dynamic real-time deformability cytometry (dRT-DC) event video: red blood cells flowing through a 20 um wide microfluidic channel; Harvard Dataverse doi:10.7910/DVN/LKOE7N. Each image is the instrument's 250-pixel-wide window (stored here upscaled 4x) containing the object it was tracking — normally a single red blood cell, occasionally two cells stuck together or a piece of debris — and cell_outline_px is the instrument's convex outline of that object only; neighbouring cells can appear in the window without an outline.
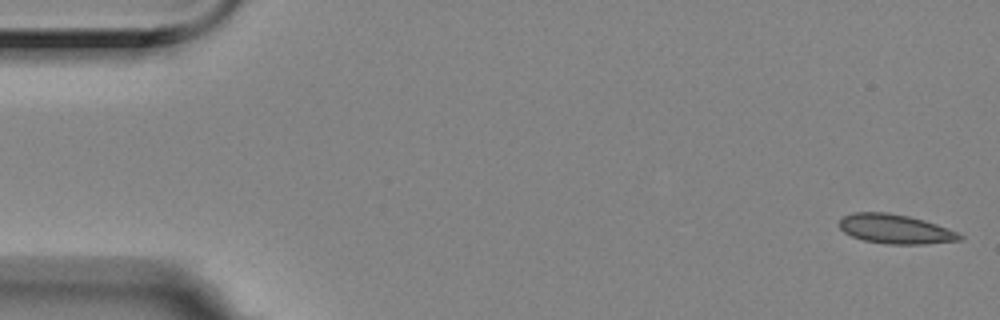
{"species": "Egyptian fruit bat (a non-hibernating species)", "species_latin": "Rousettus aegyptiacus", "temperature_condition": "room temperature", "stored_images_in_passage": 57, "segment_of_instrument_passage": [1, 2], "camera_frame_rate_fps": 3000, "um_per_image_px": 0.085, "animal": {"sex": "female"}, "frame": {"image": 1, "passage_image": 1, "time_ms": 0.0, "image_size_px": [1000, 320], "cell_outline_px": [[964, 240], [924, 244], [888, 244], [864, 240], [852, 236], [844, 232], [840, 228], [840, 220], [844, 216], [852, 212], [888, 212], [908, 216], [924, 220], [936, 224], [956, 232], [964, 236]], "centroid_in_image_um": [76.11, 19.47], "position_along_channel_um": 8.9, "area_um2": 20.52}}
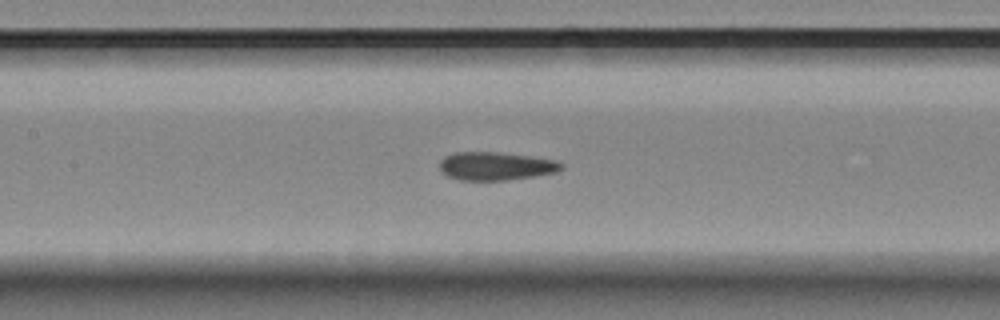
{"frame": {"image": 2, "passage_image": 25, "time_ms": 8.0, "image_size_px": [1000, 320], "cell_outline_px": [[564, 168], [556, 172], [508, 180], [460, 180], [448, 176], [440, 168], [440, 160], [444, 156], [456, 152], [496, 152], [528, 156], [556, 160], [564, 164]], "centroid_in_image_um": [42.15, 14.11], "position_along_channel_um": 165.3, "area_um2": 19.88}}
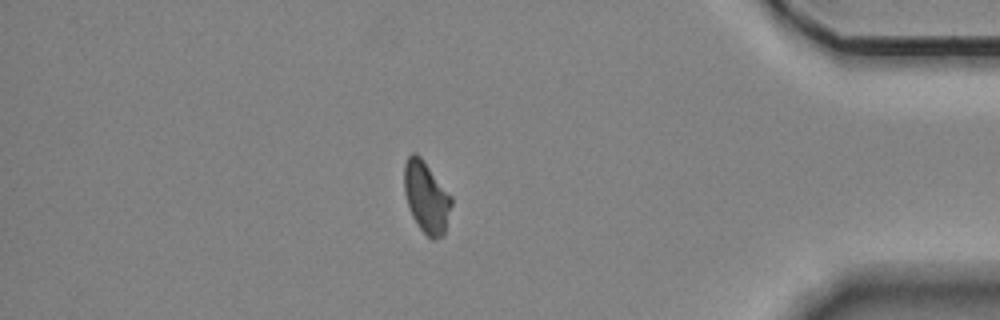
{"frame": {"image": 3, "passage_image": 48, "time_ms": 15.667, "image_size_px": [1000, 320], "cell_outline_px": [[452, 204], [444, 236], [432, 240], [416, 224], [412, 216], [404, 192], [404, 164], [408, 156], [412, 152], [416, 152], [420, 156], [452, 196]], "centroid_in_image_um": [36.24, 16.76], "position_along_channel_um": 399.0, "area_um2": 19.71}}